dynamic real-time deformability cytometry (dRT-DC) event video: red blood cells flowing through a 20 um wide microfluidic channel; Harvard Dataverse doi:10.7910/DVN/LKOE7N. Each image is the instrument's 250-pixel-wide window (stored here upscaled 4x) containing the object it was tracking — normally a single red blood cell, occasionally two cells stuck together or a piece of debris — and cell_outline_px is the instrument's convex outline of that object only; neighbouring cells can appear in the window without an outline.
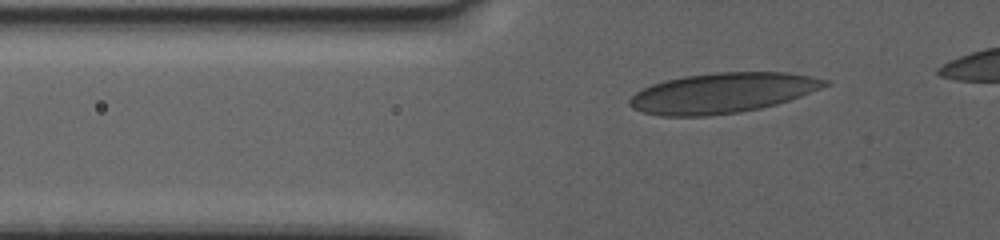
{"species": "human", "species_latin": "Homo sapiens", "temperature_condition": "warm", "stored_images_in_passage": 43, "camera_frame_rate_fps": 3000, "um_per_image_px": 0.085, "donor": {"sex": "female"}, "frame": {"image": 1, "passage_image": 5, "time_ms": 1.333, "image_size_px": [1000, 240], "cell_outline_px": [[828, 84], [820, 88], [800, 96], [776, 104], [760, 108], [740, 112], [708, 116], [660, 116], [644, 112], [632, 108], [628, 104], [628, 100], [636, 92], [652, 84], [664, 80], [684, 76], [716, 72], [784, 72], [808, 76], [828, 80]], "centroid_in_image_um": [61.35, 7.9], "position_along_channel_um": 64.5, "area_um2": 45.43}}
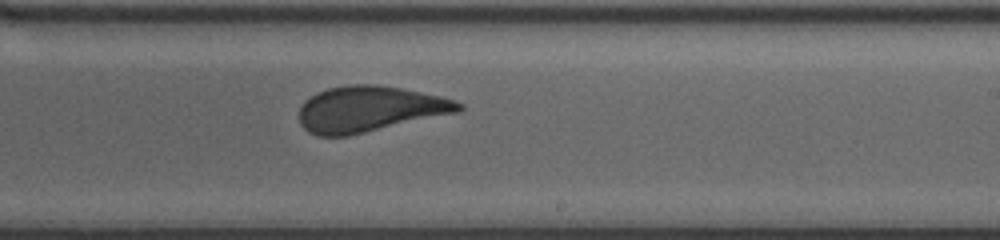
{"frame": {"image": 2, "passage_image": 24, "time_ms": 7.667, "image_size_px": [1000, 240], "cell_outline_px": [[464, 108], [456, 112], [348, 136], [316, 136], [308, 132], [300, 124], [300, 108], [304, 100], [316, 92], [328, 88], [348, 84], [376, 84], [400, 88], [436, 96], [452, 100], [464, 104]], "centroid_in_image_um": [31.33, 9.27], "position_along_channel_um": 257.7, "area_um2": 42.14}}
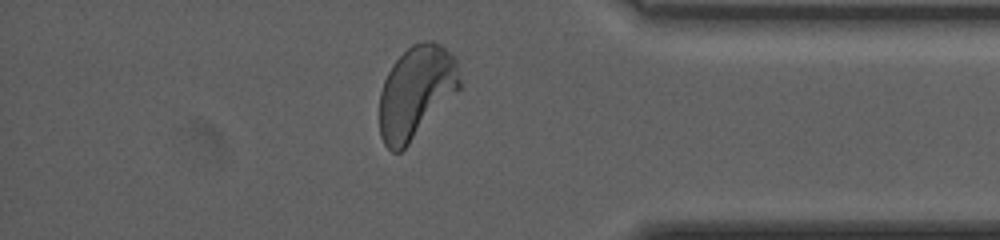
{"frame": {"image": 3, "passage_image": 38, "time_ms": 12.333, "image_size_px": [1000, 240], "cell_outline_px": [[460, 88], [408, 144], [400, 152], [392, 152], [384, 144], [380, 136], [380, 92], [384, 80], [392, 64], [412, 44], [424, 40], [432, 40], [440, 44], [456, 56], [460, 80]], "centroid_in_image_um": [35.36, 7.79], "position_along_channel_um": 399.8, "area_um2": 42.95}}